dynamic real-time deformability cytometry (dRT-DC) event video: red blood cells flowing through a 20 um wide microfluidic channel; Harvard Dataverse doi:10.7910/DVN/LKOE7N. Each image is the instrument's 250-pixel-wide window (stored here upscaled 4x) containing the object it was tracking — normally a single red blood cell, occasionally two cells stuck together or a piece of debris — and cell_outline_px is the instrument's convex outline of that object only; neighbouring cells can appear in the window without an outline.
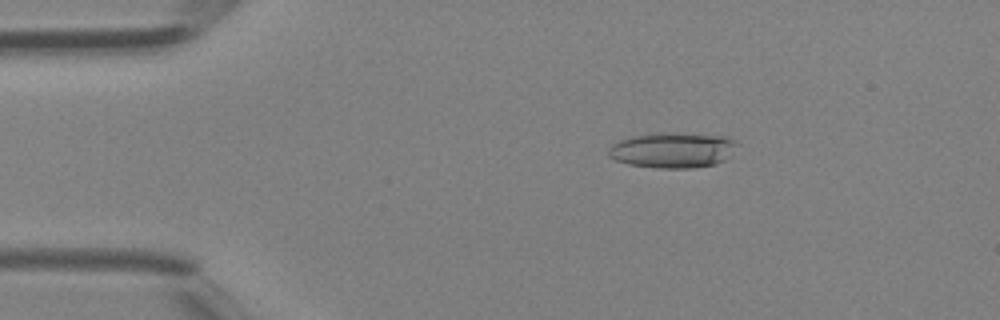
{"species": "Egyptian fruit bat (a non-hibernating species)", "species_latin": "Rousettus aegyptiacus", "temperature_condition": "room temperature", "stored_images_in_passage": 43, "camera_frame_rate_fps": 3000, "um_per_image_px": 0.085, "animal": {"sex": "female"}, "frame": {"image": 1, "passage_image": 8, "time_ms": 2.333, "image_size_px": [1000, 320], "cell_outline_px": [[740, 144], [728, 160], [716, 164], [692, 168], [656, 168], [628, 164], [616, 160], [608, 156], [608, 148], [612, 144], [620, 140], [632, 136], [656, 132], [664, 132], [728, 136]], "centroid_in_image_um": [57.23, 12.76], "position_along_channel_um": 27.8, "area_um2": 27.11}}
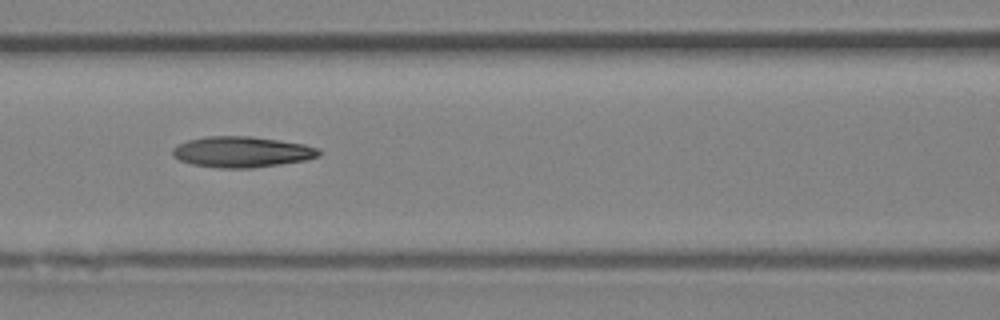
{"frame": {"image": 2, "passage_image": 19, "time_ms": 6.0, "image_size_px": [1000, 320], "cell_outline_px": [[320, 156], [308, 160], [252, 168], [220, 168], [192, 164], [180, 160], [172, 156], [172, 148], [176, 144], [188, 140], [208, 136], [252, 136], [304, 144], [316, 148], [320, 152]], "centroid_in_image_um": [20.54, 12.91], "position_along_channel_um": 146.1, "area_um2": 26.36}}
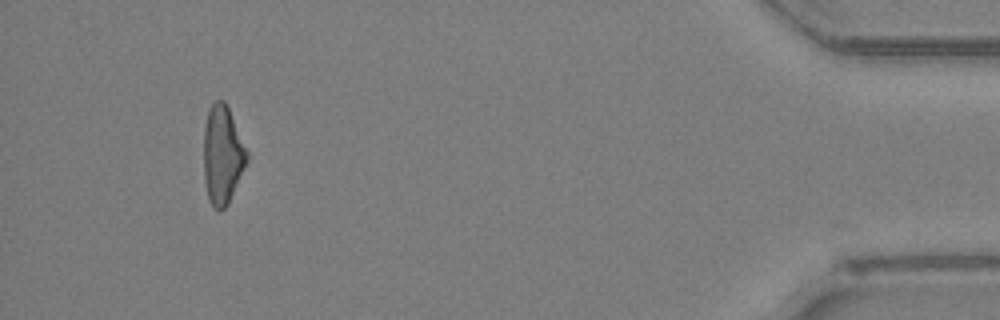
{"frame": {"image": 3, "passage_image": 40, "time_ms": 13.0, "image_size_px": [1000, 320], "cell_outline_px": [[248, 160], [228, 204], [220, 212], [212, 208], [208, 200], [204, 180], [204, 128], [208, 108], [216, 100], [224, 100], [228, 108], [248, 152]], "centroid_in_image_um": [18.89, 13.2], "position_along_channel_um": 416.3, "area_um2": 24.85}}